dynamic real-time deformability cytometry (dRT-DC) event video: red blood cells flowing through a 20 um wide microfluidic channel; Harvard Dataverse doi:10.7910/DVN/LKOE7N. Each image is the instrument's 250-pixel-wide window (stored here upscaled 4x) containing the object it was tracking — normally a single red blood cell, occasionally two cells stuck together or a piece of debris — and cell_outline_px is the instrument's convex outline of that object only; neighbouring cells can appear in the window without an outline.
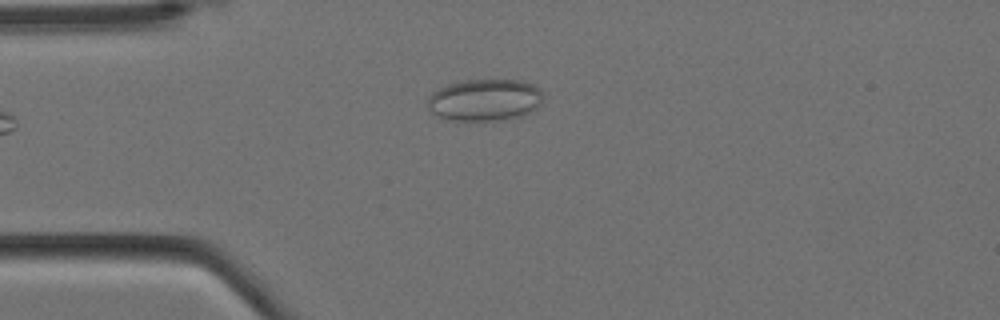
{"species": "Egyptian fruit bat (a non-hibernating species)", "species_latin": "Rousettus aegyptiacus", "temperature_condition": "cold", "stored_images_in_passage": 4, "camera_frame_rate_fps": 3000, "um_per_image_px": 0.085, "animal": {"sex": "female"}, "frame": {"image": 1, "passage_image": 4, "time_ms": 1.0, "image_size_px": [1000, 320], "cell_outline_px": [[544, 100], [532, 112], [524, 116], [504, 120], [448, 120], [436, 116], [428, 108], [428, 96], [432, 92], [448, 84], [464, 80], [520, 80], [532, 84], [540, 88], [544, 92]], "centroid_in_image_um": [41.25, 8.5], "position_along_channel_um": 43.8, "area_um2": 28.67}}